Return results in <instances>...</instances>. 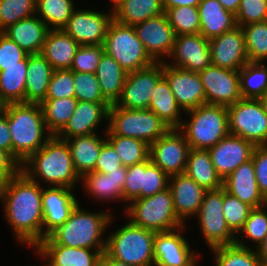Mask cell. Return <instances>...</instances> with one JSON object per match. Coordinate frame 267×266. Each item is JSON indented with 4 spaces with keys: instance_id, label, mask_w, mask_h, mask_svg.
<instances>
[{
    "instance_id": "obj_1",
    "label": "cell",
    "mask_w": 267,
    "mask_h": 266,
    "mask_svg": "<svg viewBox=\"0 0 267 266\" xmlns=\"http://www.w3.org/2000/svg\"><path fill=\"white\" fill-rule=\"evenodd\" d=\"M42 187L20 170L0 186L4 217L19 243L32 248L43 240Z\"/></svg>"
},
{
    "instance_id": "obj_2",
    "label": "cell",
    "mask_w": 267,
    "mask_h": 266,
    "mask_svg": "<svg viewBox=\"0 0 267 266\" xmlns=\"http://www.w3.org/2000/svg\"><path fill=\"white\" fill-rule=\"evenodd\" d=\"M22 171L29 179L50 186H64L74 189L81 177L76 172L69 145L56 135L36 152L30 155L21 165Z\"/></svg>"
},
{
    "instance_id": "obj_3",
    "label": "cell",
    "mask_w": 267,
    "mask_h": 266,
    "mask_svg": "<svg viewBox=\"0 0 267 266\" xmlns=\"http://www.w3.org/2000/svg\"><path fill=\"white\" fill-rule=\"evenodd\" d=\"M12 139V158L21 165L51 137L45 126L40 103H9L6 106ZM47 134L45 136V134Z\"/></svg>"
},
{
    "instance_id": "obj_4",
    "label": "cell",
    "mask_w": 267,
    "mask_h": 266,
    "mask_svg": "<svg viewBox=\"0 0 267 266\" xmlns=\"http://www.w3.org/2000/svg\"><path fill=\"white\" fill-rule=\"evenodd\" d=\"M108 212L91 213L78 204L64 224L57 227L38 245H63L67 247L105 250L102 234L112 220Z\"/></svg>"
},
{
    "instance_id": "obj_5",
    "label": "cell",
    "mask_w": 267,
    "mask_h": 266,
    "mask_svg": "<svg viewBox=\"0 0 267 266\" xmlns=\"http://www.w3.org/2000/svg\"><path fill=\"white\" fill-rule=\"evenodd\" d=\"M127 222L107 236L105 253L110 258L131 266H154L156 232Z\"/></svg>"
},
{
    "instance_id": "obj_6",
    "label": "cell",
    "mask_w": 267,
    "mask_h": 266,
    "mask_svg": "<svg viewBox=\"0 0 267 266\" xmlns=\"http://www.w3.org/2000/svg\"><path fill=\"white\" fill-rule=\"evenodd\" d=\"M190 121H182L178 128L190 148L208 150L229 134L226 106L204 104L186 111Z\"/></svg>"
},
{
    "instance_id": "obj_7",
    "label": "cell",
    "mask_w": 267,
    "mask_h": 266,
    "mask_svg": "<svg viewBox=\"0 0 267 266\" xmlns=\"http://www.w3.org/2000/svg\"><path fill=\"white\" fill-rule=\"evenodd\" d=\"M128 204L125 213L129 222L137 227L159 233L184 226L176 216L170 188L152 196L136 198Z\"/></svg>"
},
{
    "instance_id": "obj_8",
    "label": "cell",
    "mask_w": 267,
    "mask_h": 266,
    "mask_svg": "<svg viewBox=\"0 0 267 266\" xmlns=\"http://www.w3.org/2000/svg\"><path fill=\"white\" fill-rule=\"evenodd\" d=\"M106 135L137 138L151 145L170 127L149 109H126L112 104Z\"/></svg>"
},
{
    "instance_id": "obj_9",
    "label": "cell",
    "mask_w": 267,
    "mask_h": 266,
    "mask_svg": "<svg viewBox=\"0 0 267 266\" xmlns=\"http://www.w3.org/2000/svg\"><path fill=\"white\" fill-rule=\"evenodd\" d=\"M104 49L127 73L155 63L138 39L134 27L119 23L115 19L108 27Z\"/></svg>"
},
{
    "instance_id": "obj_10",
    "label": "cell",
    "mask_w": 267,
    "mask_h": 266,
    "mask_svg": "<svg viewBox=\"0 0 267 266\" xmlns=\"http://www.w3.org/2000/svg\"><path fill=\"white\" fill-rule=\"evenodd\" d=\"M229 134L254 146L267 145V114L259 99L242 98L227 107Z\"/></svg>"
},
{
    "instance_id": "obj_11",
    "label": "cell",
    "mask_w": 267,
    "mask_h": 266,
    "mask_svg": "<svg viewBox=\"0 0 267 266\" xmlns=\"http://www.w3.org/2000/svg\"><path fill=\"white\" fill-rule=\"evenodd\" d=\"M196 216L202 236L210 249L235 244L236 235L223 216V187L205 192Z\"/></svg>"
},
{
    "instance_id": "obj_12",
    "label": "cell",
    "mask_w": 267,
    "mask_h": 266,
    "mask_svg": "<svg viewBox=\"0 0 267 266\" xmlns=\"http://www.w3.org/2000/svg\"><path fill=\"white\" fill-rule=\"evenodd\" d=\"M163 77V62L127 73L122 93L114 104L126 109H148L156 83Z\"/></svg>"
},
{
    "instance_id": "obj_13",
    "label": "cell",
    "mask_w": 267,
    "mask_h": 266,
    "mask_svg": "<svg viewBox=\"0 0 267 266\" xmlns=\"http://www.w3.org/2000/svg\"><path fill=\"white\" fill-rule=\"evenodd\" d=\"M190 146L178 128H170L150 145L149 157L169 176L183 174Z\"/></svg>"
},
{
    "instance_id": "obj_14",
    "label": "cell",
    "mask_w": 267,
    "mask_h": 266,
    "mask_svg": "<svg viewBox=\"0 0 267 266\" xmlns=\"http://www.w3.org/2000/svg\"><path fill=\"white\" fill-rule=\"evenodd\" d=\"M111 12V13H110ZM74 9L62 30L79 45H104L113 11Z\"/></svg>"
},
{
    "instance_id": "obj_15",
    "label": "cell",
    "mask_w": 267,
    "mask_h": 266,
    "mask_svg": "<svg viewBox=\"0 0 267 266\" xmlns=\"http://www.w3.org/2000/svg\"><path fill=\"white\" fill-rule=\"evenodd\" d=\"M206 95V104L230 106L242 99L239 71L207 66L199 72Z\"/></svg>"
},
{
    "instance_id": "obj_16",
    "label": "cell",
    "mask_w": 267,
    "mask_h": 266,
    "mask_svg": "<svg viewBox=\"0 0 267 266\" xmlns=\"http://www.w3.org/2000/svg\"><path fill=\"white\" fill-rule=\"evenodd\" d=\"M163 77L168 82L177 105L184 113L206 104V95L199 73L163 62Z\"/></svg>"
},
{
    "instance_id": "obj_17",
    "label": "cell",
    "mask_w": 267,
    "mask_h": 266,
    "mask_svg": "<svg viewBox=\"0 0 267 266\" xmlns=\"http://www.w3.org/2000/svg\"><path fill=\"white\" fill-rule=\"evenodd\" d=\"M133 27L148 55L155 62H165L164 57L172 53L176 36L166 14L147 19Z\"/></svg>"
},
{
    "instance_id": "obj_18",
    "label": "cell",
    "mask_w": 267,
    "mask_h": 266,
    "mask_svg": "<svg viewBox=\"0 0 267 266\" xmlns=\"http://www.w3.org/2000/svg\"><path fill=\"white\" fill-rule=\"evenodd\" d=\"M169 58L175 62L168 65L199 73L212 64L209 40L200 33L175 36Z\"/></svg>"
},
{
    "instance_id": "obj_19",
    "label": "cell",
    "mask_w": 267,
    "mask_h": 266,
    "mask_svg": "<svg viewBox=\"0 0 267 266\" xmlns=\"http://www.w3.org/2000/svg\"><path fill=\"white\" fill-rule=\"evenodd\" d=\"M185 225L167 232L156 233L154 238V266H195L197 255L182 236Z\"/></svg>"
},
{
    "instance_id": "obj_20",
    "label": "cell",
    "mask_w": 267,
    "mask_h": 266,
    "mask_svg": "<svg viewBox=\"0 0 267 266\" xmlns=\"http://www.w3.org/2000/svg\"><path fill=\"white\" fill-rule=\"evenodd\" d=\"M212 65L239 71L249 62L245 34L240 26L209 40Z\"/></svg>"
},
{
    "instance_id": "obj_21",
    "label": "cell",
    "mask_w": 267,
    "mask_h": 266,
    "mask_svg": "<svg viewBox=\"0 0 267 266\" xmlns=\"http://www.w3.org/2000/svg\"><path fill=\"white\" fill-rule=\"evenodd\" d=\"M72 190L64 186L42 188L43 239L64 224L79 204Z\"/></svg>"
},
{
    "instance_id": "obj_22",
    "label": "cell",
    "mask_w": 267,
    "mask_h": 266,
    "mask_svg": "<svg viewBox=\"0 0 267 266\" xmlns=\"http://www.w3.org/2000/svg\"><path fill=\"white\" fill-rule=\"evenodd\" d=\"M254 148L251 142L242 137L228 134L208 151L215 170L224 180L242 163L251 159Z\"/></svg>"
},
{
    "instance_id": "obj_23",
    "label": "cell",
    "mask_w": 267,
    "mask_h": 266,
    "mask_svg": "<svg viewBox=\"0 0 267 266\" xmlns=\"http://www.w3.org/2000/svg\"><path fill=\"white\" fill-rule=\"evenodd\" d=\"M110 106L109 102L78 101L69 121L56 136L66 140L96 133L101 120L108 121Z\"/></svg>"
},
{
    "instance_id": "obj_24",
    "label": "cell",
    "mask_w": 267,
    "mask_h": 266,
    "mask_svg": "<svg viewBox=\"0 0 267 266\" xmlns=\"http://www.w3.org/2000/svg\"><path fill=\"white\" fill-rule=\"evenodd\" d=\"M169 188L176 216L185 224L199 212L206 190L185 173L170 176Z\"/></svg>"
},
{
    "instance_id": "obj_25",
    "label": "cell",
    "mask_w": 267,
    "mask_h": 266,
    "mask_svg": "<svg viewBox=\"0 0 267 266\" xmlns=\"http://www.w3.org/2000/svg\"><path fill=\"white\" fill-rule=\"evenodd\" d=\"M223 188L253 208L262 207L267 200L261 194L255 176L252 158L242 163L223 180Z\"/></svg>"
},
{
    "instance_id": "obj_26",
    "label": "cell",
    "mask_w": 267,
    "mask_h": 266,
    "mask_svg": "<svg viewBox=\"0 0 267 266\" xmlns=\"http://www.w3.org/2000/svg\"><path fill=\"white\" fill-rule=\"evenodd\" d=\"M127 166L118 167L117 170L107 174L96 171L88 172L81 177L85 190L96 200L123 201V186L125 183Z\"/></svg>"
},
{
    "instance_id": "obj_27",
    "label": "cell",
    "mask_w": 267,
    "mask_h": 266,
    "mask_svg": "<svg viewBox=\"0 0 267 266\" xmlns=\"http://www.w3.org/2000/svg\"><path fill=\"white\" fill-rule=\"evenodd\" d=\"M34 249L39 256L43 257L42 260H47L45 262L47 266H95L105 253V250L63 245H37Z\"/></svg>"
},
{
    "instance_id": "obj_28",
    "label": "cell",
    "mask_w": 267,
    "mask_h": 266,
    "mask_svg": "<svg viewBox=\"0 0 267 266\" xmlns=\"http://www.w3.org/2000/svg\"><path fill=\"white\" fill-rule=\"evenodd\" d=\"M48 31L47 25L35 14L10 25L3 33L28 54H39Z\"/></svg>"
},
{
    "instance_id": "obj_29",
    "label": "cell",
    "mask_w": 267,
    "mask_h": 266,
    "mask_svg": "<svg viewBox=\"0 0 267 266\" xmlns=\"http://www.w3.org/2000/svg\"><path fill=\"white\" fill-rule=\"evenodd\" d=\"M198 10L200 34L208 40L237 26L235 15L224 9L218 0H201Z\"/></svg>"
},
{
    "instance_id": "obj_30",
    "label": "cell",
    "mask_w": 267,
    "mask_h": 266,
    "mask_svg": "<svg viewBox=\"0 0 267 266\" xmlns=\"http://www.w3.org/2000/svg\"><path fill=\"white\" fill-rule=\"evenodd\" d=\"M79 44L62 29L49 30L41 51V55L54 70L71 69L72 61Z\"/></svg>"
},
{
    "instance_id": "obj_31",
    "label": "cell",
    "mask_w": 267,
    "mask_h": 266,
    "mask_svg": "<svg viewBox=\"0 0 267 266\" xmlns=\"http://www.w3.org/2000/svg\"><path fill=\"white\" fill-rule=\"evenodd\" d=\"M53 71L40 53L28 55L25 103H41L45 99Z\"/></svg>"
},
{
    "instance_id": "obj_32",
    "label": "cell",
    "mask_w": 267,
    "mask_h": 266,
    "mask_svg": "<svg viewBox=\"0 0 267 266\" xmlns=\"http://www.w3.org/2000/svg\"><path fill=\"white\" fill-rule=\"evenodd\" d=\"M69 145L73 165L80 177L95 169L97 158L104 145L105 138L102 140L96 133L83 136H75L66 139Z\"/></svg>"
},
{
    "instance_id": "obj_33",
    "label": "cell",
    "mask_w": 267,
    "mask_h": 266,
    "mask_svg": "<svg viewBox=\"0 0 267 266\" xmlns=\"http://www.w3.org/2000/svg\"><path fill=\"white\" fill-rule=\"evenodd\" d=\"M184 173L206 191L223 187V180L215 170L208 150L191 148Z\"/></svg>"
},
{
    "instance_id": "obj_34",
    "label": "cell",
    "mask_w": 267,
    "mask_h": 266,
    "mask_svg": "<svg viewBox=\"0 0 267 266\" xmlns=\"http://www.w3.org/2000/svg\"><path fill=\"white\" fill-rule=\"evenodd\" d=\"M95 74L104 98L111 105L115 104L122 93L127 72L114 58L104 52Z\"/></svg>"
},
{
    "instance_id": "obj_35",
    "label": "cell",
    "mask_w": 267,
    "mask_h": 266,
    "mask_svg": "<svg viewBox=\"0 0 267 266\" xmlns=\"http://www.w3.org/2000/svg\"><path fill=\"white\" fill-rule=\"evenodd\" d=\"M148 109L170 128H179L184 120L180 115L182 109L177 105L175 96L164 77L156 83Z\"/></svg>"
},
{
    "instance_id": "obj_36",
    "label": "cell",
    "mask_w": 267,
    "mask_h": 266,
    "mask_svg": "<svg viewBox=\"0 0 267 266\" xmlns=\"http://www.w3.org/2000/svg\"><path fill=\"white\" fill-rule=\"evenodd\" d=\"M164 13L162 0H125L113 11V18L119 23L134 26Z\"/></svg>"
},
{
    "instance_id": "obj_37",
    "label": "cell",
    "mask_w": 267,
    "mask_h": 266,
    "mask_svg": "<svg viewBox=\"0 0 267 266\" xmlns=\"http://www.w3.org/2000/svg\"><path fill=\"white\" fill-rule=\"evenodd\" d=\"M28 56L21 65L0 66V95L7 103H25Z\"/></svg>"
},
{
    "instance_id": "obj_38",
    "label": "cell",
    "mask_w": 267,
    "mask_h": 266,
    "mask_svg": "<svg viewBox=\"0 0 267 266\" xmlns=\"http://www.w3.org/2000/svg\"><path fill=\"white\" fill-rule=\"evenodd\" d=\"M239 236L235 244L211 249L215 254L216 266H264L257 250L250 248Z\"/></svg>"
},
{
    "instance_id": "obj_39",
    "label": "cell",
    "mask_w": 267,
    "mask_h": 266,
    "mask_svg": "<svg viewBox=\"0 0 267 266\" xmlns=\"http://www.w3.org/2000/svg\"><path fill=\"white\" fill-rule=\"evenodd\" d=\"M76 98L44 99L40 106L50 135H57L67 124L77 105Z\"/></svg>"
},
{
    "instance_id": "obj_40",
    "label": "cell",
    "mask_w": 267,
    "mask_h": 266,
    "mask_svg": "<svg viewBox=\"0 0 267 266\" xmlns=\"http://www.w3.org/2000/svg\"><path fill=\"white\" fill-rule=\"evenodd\" d=\"M72 0H36L35 14L49 30L62 29L75 9ZM52 27V28H51Z\"/></svg>"
},
{
    "instance_id": "obj_41",
    "label": "cell",
    "mask_w": 267,
    "mask_h": 266,
    "mask_svg": "<svg viewBox=\"0 0 267 266\" xmlns=\"http://www.w3.org/2000/svg\"><path fill=\"white\" fill-rule=\"evenodd\" d=\"M106 140L114 147L123 166H131L149 158L150 145L145 141L119 135H106Z\"/></svg>"
},
{
    "instance_id": "obj_42",
    "label": "cell",
    "mask_w": 267,
    "mask_h": 266,
    "mask_svg": "<svg viewBox=\"0 0 267 266\" xmlns=\"http://www.w3.org/2000/svg\"><path fill=\"white\" fill-rule=\"evenodd\" d=\"M240 85L243 98L259 99L267 91V65L248 62L240 70Z\"/></svg>"
},
{
    "instance_id": "obj_43",
    "label": "cell",
    "mask_w": 267,
    "mask_h": 266,
    "mask_svg": "<svg viewBox=\"0 0 267 266\" xmlns=\"http://www.w3.org/2000/svg\"><path fill=\"white\" fill-rule=\"evenodd\" d=\"M249 62L267 60V20L242 26Z\"/></svg>"
},
{
    "instance_id": "obj_44",
    "label": "cell",
    "mask_w": 267,
    "mask_h": 266,
    "mask_svg": "<svg viewBox=\"0 0 267 266\" xmlns=\"http://www.w3.org/2000/svg\"><path fill=\"white\" fill-rule=\"evenodd\" d=\"M165 14L176 36L199 34L200 19L198 7L179 6L167 9Z\"/></svg>"
},
{
    "instance_id": "obj_45",
    "label": "cell",
    "mask_w": 267,
    "mask_h": 266,
    "mask_svg": "<svg viewBox=\"0 0 267 266\" xmlns=\"http://www.w3.org/2000/svg\"><path fill=\"white\" fill-rule=\"evenodd\" d=\"M35 12L36 0H0V32Z\"/></svg>"
},
{
    "instance_id": "obj_46",
    "label": "cell",
    "mask_w": 267,
    "mask_h": 266,
    "mask_svg": "<svg viewBox=\"0 0 267 266\" xmlns=\"http://www.w3.org/2000/svg\"><path fill=\"white\" fill-rule=\"evenodd\" d=\"M252 209V206L229 194L223 188V216L235 235L242 229Z\"/></svg>"
},
{
    "instance_id": "obj_47",
    "label": "cell",
    "mask_w": 267,
    "mask_h": 266,
    "mask_svg": "<svg viewBox=\"0 0 267 266\" xmlns=\"http://www.w3.org/2000/svg\"><path fill=\"white\" fill-rule=\"evenodd\" d=\"M170 176L155 165L150 157L143 162L141 194L137 198L152 196L169 188Z\"/></svg>"
},
{
    "instance_id": "obj_48",
    "label": "cell",
    "mask_w": 267,
    "mask_h": 266,
    "mask_svg": "<svg viewBox=\"0 0 267 266\" xmlns=\"http://www.w3.org/2000/svg\"><path fill=\"white\" fill-rule=\"evenodd\" d=\"M73 79L77 101L108 102L101 92L96 74L73 72Z\"/></svg>"
},
{
    "instance_id": "obj_49",
    "label": "cell",
    "mask_w": 267,
    "mask_h": 266,
    "mask_svg": "<svg viewBox=\"0 0 267 266\" xmlns=\"http://www.w3.org/2000/svg\"><path fill=\"white\" fill-rule=\"evenodd\" d=\"M267 204L253 208L238 234L251 239L252 243L258 246L264 241L267 235Z\"/></svg>"
},
{
    "instance_id": "obj_50",
    "label": "cell",
    "mask_w": 267,
    "mask_h": 266,
    "mask_svg": "<svg viewBox=\"0 0 267 266\" xmlns=\"http://www.w3.org/2000/svg\"><path fill=\"white\" fill-rule=\"evenodd\" d=\"M104 52V45H80L70 70L95 74Z\"/></svg>"
},
{
    "instance_id": "obj_51",
    "label": "cell",
    "mask_w": 267,
    "mask_h": 266,
    "mask_svg": "<svg viewBox=\"0 0 267 266\" xmlns=\"http://www.w3.org/2000/svg\"><path fill=\"white\" fill-rule=\"evenodd\" d=\"M75 98L73 71L54 70L45 99Z\"/></svg>"
},
{
    "instance_id": "obj_52",
    "label": "cell",
    "mask_w": 267,
    "mask_h": 266,
    "mask_svg": "<svg viewBox=\"0 0 267 266\" xmlns=\"http://www.w3.org/2000/svg\"><path fill=\"white\" fill-rule=\"evenodd\" d=\"M237 26L267 20V0H241L235 14Z\"/></svg>"
},
{
    "instance_id": "obj_53",
    "label": "cell",
    "mask_w": 267,
    "mask_h": 266,
    "mask_svg": "<svg viewBox=\"0 0 267 266\" xmlns=\"http://www.w3.org/2000/svg\"><path fill=\"white\" fill-rule=\"evenodd\" d=\"M29 54L0 32V66L21 65Z\"/></svg>"
},
{
    "instance_id": "obj_54",
    "label": "cell",
    "mask_w": 267,
    "mask_h": 266,
    "mask_svg": "<svg viewBox=\"0 0 267 266\" xmlns=\"http://www.w3.org/2000/svg\"><path fill=\"white\" fill-rule=\"evenodd\" d=\"M143 180V162L127 166L125 183L123 186L124 202L128 203L141 194Z\"/></svg>"
},
{
    "instance_id": "obj_55",
    "label": "cell",
    "mask_w": 267,
    "mask_h": 266,
    "mask_svg": "<svg viewBox=\"0 0 267 266\" xmlns=\"http://www.w3.org/2000/svg\"><path fill=\"white\" fill-rule=\"evenodd\" d=\"M251 158L258 188L267 200V145L255 146Z\"/></svg>"
},
{
    "instance_id": "obj_56",
    "label": "cell",
    "mask_w": 267,
    "mask_h": 266,
    "mask_svg": "<svg viewBox=\"0 0 267 266\" xmlns=\"http://www.w3.org/2000/svg\"><path fill=\"white\" fill-rule=\"evenodd\" d=\"M121 166L122 162L119 155L105 138L104 145L101 147L94 171L107 174L109 171L117 170V168Z\"/></svg>"
},
{
    "instance_id": "obj_57",
    "label": "cell",
    "mask_w": 267,
    "mask_h": 266,
    "mask_svg": "<svg viewBox=\"0 0 267 266\" xmlns=\"http://www.w3.org/2000/svg\"><path fill=\"white\" fill-rule=\"evenodd\" d=\"M20 170V165L0 149V186Z\"/></svg>"
},
{
    "instance_id": "obj_58",
    "label": "cell",
    "mask_w": 267,
    "mask_h": 266,
    "mask_svg": "<svg viewBox=\"0 0 267 266\" xmlns=\"http://www.w3.org/2000/svg\"><path fill=\"white\" fill-rule=\"evenodd\" d=\"M0 149L12 157V139L5 112L0 114Z\"/></svg>"
},
{
    "instance_id": "obj_59",
    "label": "cell",
    "mask_w": 267,
    "mask_h": 266,
    "mask_svg": "<svg viewBox=\"0 0 267 266\" xmlns=\"http://www.w3.org/2000/svg\"><path fill=\"white\" fill-rule=\"evenodd\" d=\"M201 0H162L164 11L173 7L192 6L198 7Z\"/></svg>"
},
{
    "instance_id": "obj_60",
    "label": "cell",
    "mask_w": 267,
    "mask_h": 266,
    "mask_svg": "<svg viewBox=\"0 0 267 266\" xmlns=\"http://www.w3.org/2000/svg\"><path fill=\"white\" fill-rule=\"evenodd\" d=\"M222 7L227 11L232 12L234 15L236 14L239 4L241 0H218Z\"/></svg>"
},
{
    "instance_id": "obj_61",
    "label": "cell",
    "mask_w": 267,
    "mask_h": 266,
    "mask_svg": "<svg viewBox=\"0 0 267 266\" xmlns=\"http://www.w3.org/2000/svg\"><path fill=\"white\" fill-rule=\"evenodd\" d=\"M259 258L264 266H267V235L264 241L256 248Z\"/></svg>"
},
{
    "instance_id": "obj_62",
    "label": "cell",
    "mask_w": 267,
    "mask_h": 266,
    "mask_svg": "<svg viewBox=\"0 0 267 266\" xmlns=\"http://www.w3.org/2000/svg\"><path fill=\"white\" fill-rule=\"evenodd\" d=\"M95 266H112V258H110L106 253H104L97 261Z\"/></svg>"
},
{
    "instance_id": "obj_63",
    "label": "cell",
    "mask_w": 267,
    "mask_h": 266,
    "mask_svg": "<svg viewBox=\"0 0 267 266\" xmlns=\"http://www.w3.org/2000/svg\"><path fill=\"white\" fill-rule=\"evenodd\" d=\"M262 103L264 112L267 114V91L259 98Z\"/></svg>"
},
{
    "instance_id": "obj_64",
    "label": "cell",
    "mask_w": 267,
    "mask_h": 266,
    "mask_svg": "<svg viewBox=\"0 0 267 266\" xmlns=\"http://www.w3.org/2000/svg\"><path fill=\"white\" fill-rule=\"evenodd\" d=\"M7 103L2 99L1 95H0V114L5 112Z\"/></svg>"
},
{
    "instance_id": "obj_65",
    "label": "cell",
    "mask_w": 267,
    "mask_h": 266,
    "mask_svg": "<svg viewBox=\"0 0 267 266\" xmlns=\"http://www.w3.org/2000/svg\"><path fill=\"white\" fill-rule=\"evenodd\" d=\"M113 3V9L112 11H114L118 6H120L125 0H111Z\"/></svg>"
},
{
    "instance_id": "obj_66",
    "label": "cell",
    "mask_w": 267,
    "mask_h": 266,
    "mask_svg": "<svg viewBox=\"0 0 267 266\" xmlns=\"http://www.w3.org/2000/svg\"><path fill=\"white\" fill-rule=\"evenodd\" d=\"M112 266H131V265H128V264H125L123 262H119V261L112 259Z\"/></svg>"
}]
</instances>
